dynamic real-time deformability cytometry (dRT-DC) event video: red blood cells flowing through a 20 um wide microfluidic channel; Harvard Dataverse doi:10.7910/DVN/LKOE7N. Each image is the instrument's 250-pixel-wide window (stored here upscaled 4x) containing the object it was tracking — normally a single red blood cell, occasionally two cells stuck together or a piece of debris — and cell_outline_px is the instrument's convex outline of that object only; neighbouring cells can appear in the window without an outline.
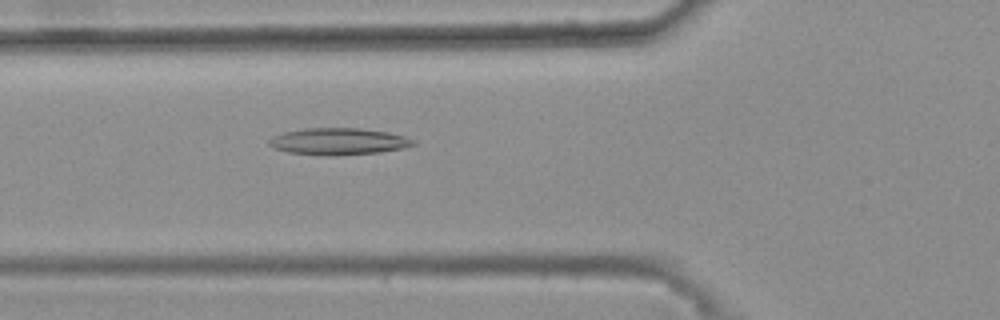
{"species": "common noctule bat (a hibernating species)", "species_latin": "Nyctalus noctula", "temperature_condition": "warm", "stored_images_in_passage": 38, "camera_frame_rate_fps": 3000, "um_per_image_px": 0.085, "animal": {"sex": "female", "body_mass_g": 25.1}, "frame": {"image": 1, "passage_image": 9, "time_ms": 2.667, "image_size_px": [1000, 320], "cell_outline_px": [[416, 144], [404, 148], [380, 152], [332, 156], [324, 156], [288, 152], [276, 148], [268, 144], [268, 140], [272, 136], [284, 132], [304, 128], [356, 128], [388, 132], [404, 136], [416, 140]], "centroid_in_image_um": [28.78, 12.02], "position_along_channel_um": 97.0, "area_um2": 22.6}}
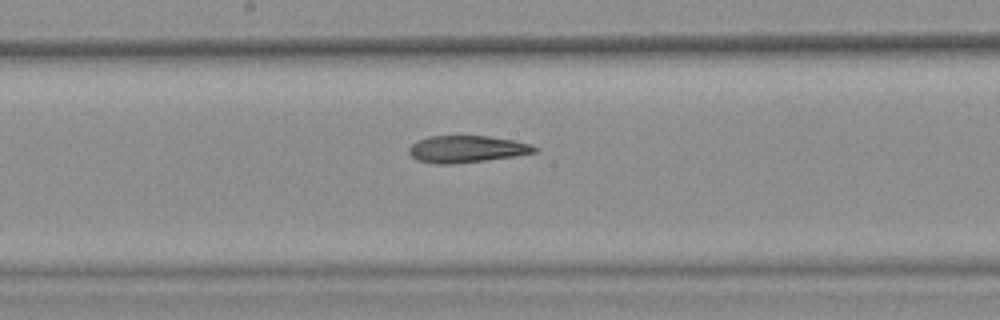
{"frame": {"image": 2, "passage_image": 18, "time_ms": 5.667, "image_size_px": [1000, 320], "cell_outline_px": [[540, 148], [536, 152], [516, 156], [484, 160], [448, 164], [436, 164], [416, 160], [408, 152], [408, 148], [416, 140], [428, 136], [488, 136], [512, 140], [528, 144]], "centroid_in_image_um": [39.63, 12.67], "position_along_channel_um": 208.6, "area_um2": 19.65}}
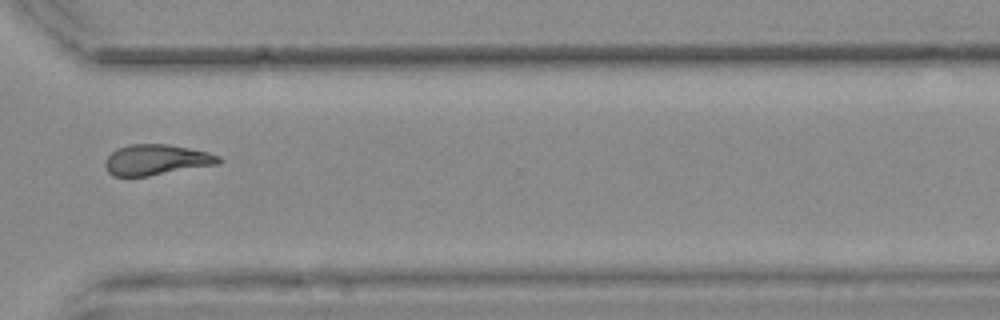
{"frame": {"image": 3, "passage_image": 30, "time_ms": 9.667, "image_size_px": [1000, 320], "cell_outline_px": [[224, 160], [220, 164], [148, 176], [112, 176], [108, 172], [104, 164], [108, 156], [116, 148], [128, 144], [168, 144], [208, 152], [220, 156]], "centroid_in_image_um": [13.31, 13.58], "position_along_channel_um": 357.3, "area_um2": 20.4}, "authors_computed_cell_mechanics": {"area_um2": 20.5768, "velocity_mm_per_s": 3.7136, "shape_relaxation_time_tau1_ms": null, "shape_relaxation_time_tau2_ms": 6.2539, "deformation_change_tau1": null, "deformation_change_tau2": 0.1826}}